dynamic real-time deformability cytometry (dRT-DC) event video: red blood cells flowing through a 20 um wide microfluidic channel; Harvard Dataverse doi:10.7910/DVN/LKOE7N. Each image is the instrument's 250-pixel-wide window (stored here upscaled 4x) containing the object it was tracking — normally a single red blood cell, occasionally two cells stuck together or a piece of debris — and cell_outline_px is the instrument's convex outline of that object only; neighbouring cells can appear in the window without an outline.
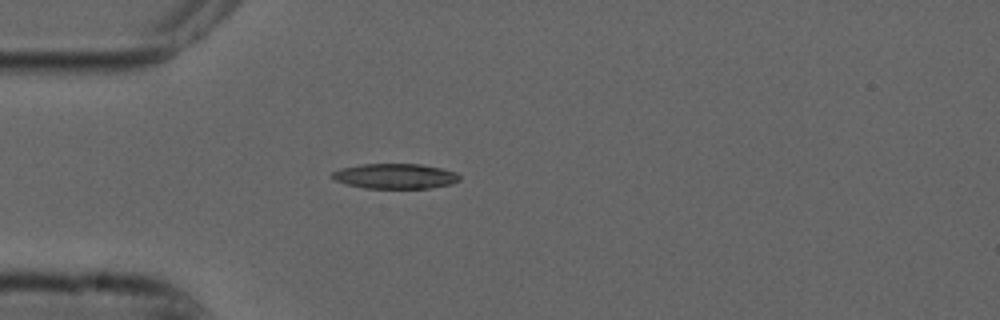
{"species": "common noctule bat (a hibernating species)", "species_latin": "Nyctalus noctula", "temperature_condition": "cold", "stored_images_in_passage": 53, "camera_frame_rate_fps": 3000, "um_per_image_px": 0.085, "animal": {"sex": "male", "forearm_length_mm": 52.5}, "frame": {"image": 1, "passage_image": 14, "time_ms": 4.333, "image_size_px": [1000, 320], "cell_outline_px": [[460, 180], [452, 184], [428, 188], [364, 188], [348, 184], [336, 180], [328, 176], [332, 172], [340, 168], [360, 164], [420, 164], [440, 168], [456, 172], [460, 176]], "centroid_in_image_um": [33.57, 14.97], "position_along_channel_um": 51.4, "area_um2": 18.67}}
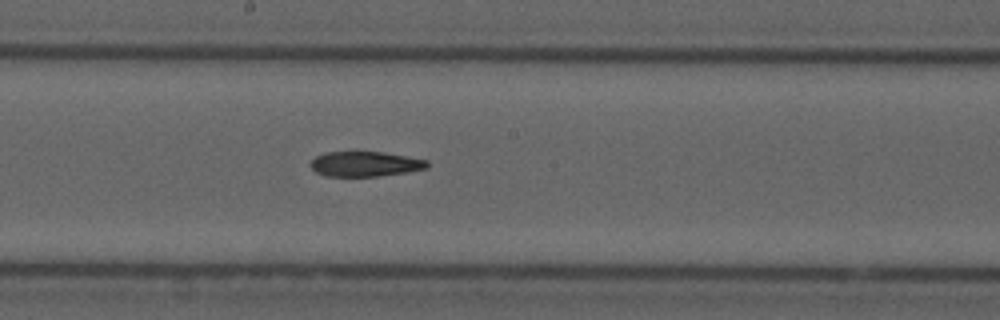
{"frame": {"image": 2, "passage_image": 28, "time_ms": 9.0, "image_size_px": [1000, 320], "cell_outline_px": [[428, 168], [380, 176], [324, 176], [316, 172], [308, 164], [316, 156], [324, 152], [352, 148], [356, 148], [384, 152], [428, 160]], "centroid_in_image_um": [30.96, 13.88], "position_along_channel_um": 217.2, "area_um2": 17.92}}
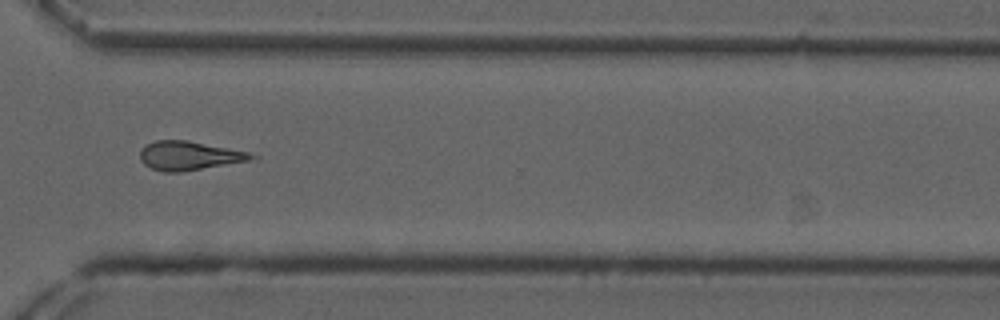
{"frame": {"image": 3, "passage_image": 39, "time_ms": 12.667, "image_size_px": [1000, 320], "cell_outline_px": [[260, 156], [248, 160], [180, 172], [164, 172], [152, 168], [144, 164], [140, 160], [140, 148], [156, 140], [188, 140], [248, 152]], "centroid_in_image_um": [16.03, 13.22], "position_along_channel_um": 354.6, "area_um2": 18.5}}